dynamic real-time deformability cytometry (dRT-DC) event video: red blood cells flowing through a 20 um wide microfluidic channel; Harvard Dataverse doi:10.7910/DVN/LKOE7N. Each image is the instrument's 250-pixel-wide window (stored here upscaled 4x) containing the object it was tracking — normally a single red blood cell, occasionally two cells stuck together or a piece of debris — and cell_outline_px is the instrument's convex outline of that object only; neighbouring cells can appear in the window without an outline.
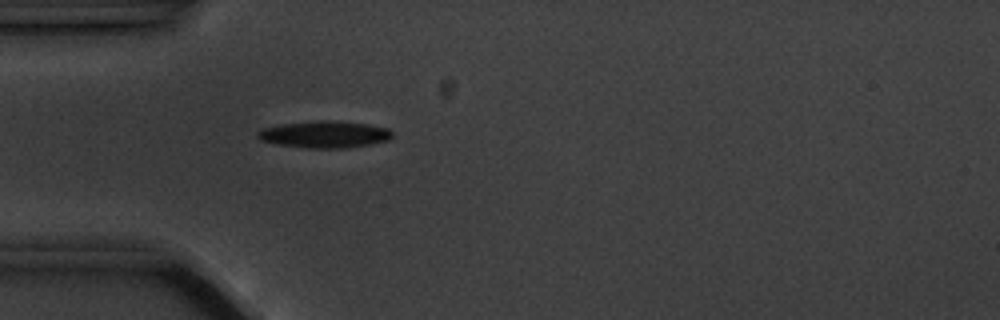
{"species": "common noctule bat (a hibernating species)", "species_latin": "Nyctalus noctula", "temperature_condition": "cold", "stored_images_in_passage": 1, "camera_frame_rate_fps": 3000, "um_per_image_px": 0.085, "animal": {"sex": "male", "body_mass_g": 20.1, "forearm_length_mm": 53.5}, "frame": {"image": 1, "passage_image": 1, "time_ms": 0.0, "image_size_px": [1000, 320], "cell_outline_px": [[392, 136], [388, 140], [368, 144], [344, 148], [308, 148], [276, 144], [260, 140], [256, 136], [256, 132], [264, 128], [280, 124], [324, 120], [368, 124], [388, 128], [392, 132]], "centroid_in_image_um": [27.55, 11.42], "position_along_channel_um": 57.4, "area_um2": 20.87}}